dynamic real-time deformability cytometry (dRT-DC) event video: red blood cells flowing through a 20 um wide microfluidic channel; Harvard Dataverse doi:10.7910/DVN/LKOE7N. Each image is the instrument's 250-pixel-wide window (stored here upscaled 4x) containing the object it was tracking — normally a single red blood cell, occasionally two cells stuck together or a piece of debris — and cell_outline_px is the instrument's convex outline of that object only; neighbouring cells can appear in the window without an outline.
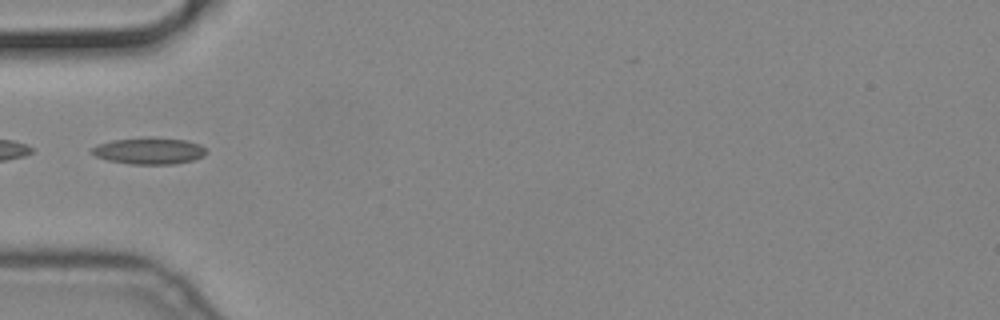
{"species": "common noctule bat (a hibernating species)", "species_latin": "Nyctalus noctula", "temperature_condition": "cold", "stored_images_in_passage": 13, "camera_frame_rate_fps": 3000, "um_per_image_px": 0.085, "animal": {"sex": "male", "body_mass_g": 19.2, "forearm_length_mm": 51.8}, "frame": {"image": 1, "passage_image": 1, "time_ms": 0.0, "image_size_px": [1000, 320], "cell_outline_px": [[208, 152], [204, 156], [192, 160], [176, 164], [128, 164], [108, 160], [96, 156], [88, 152], [96, 144], [112, 140], [148, 136], [188, 140], [200, 144]], "centroid_in_image_um": [12.67, 12.81], "position_along_channel_um": 72.3, "area_um2": 18.15}}
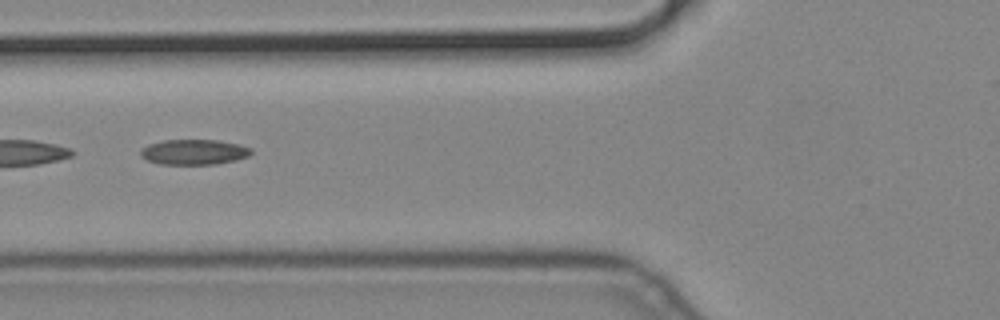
{"frame": {"image": 2, "passage_image": 4, "time_ms": 1.0, "image_size_px": [1000, 320], "cell_outline_px": [[252, 152], [248, 156], [236, 160], [216, 164], [160, 164], [148, 160], [140, 156], [140, 152], [148, 144], [164, 140], [220, 140], [240, 144], [252, 148]], "centroid_in_image_um": [16.52, 12.92], "position_along_channel_um": 109.3, "area_um2": 16.3}}